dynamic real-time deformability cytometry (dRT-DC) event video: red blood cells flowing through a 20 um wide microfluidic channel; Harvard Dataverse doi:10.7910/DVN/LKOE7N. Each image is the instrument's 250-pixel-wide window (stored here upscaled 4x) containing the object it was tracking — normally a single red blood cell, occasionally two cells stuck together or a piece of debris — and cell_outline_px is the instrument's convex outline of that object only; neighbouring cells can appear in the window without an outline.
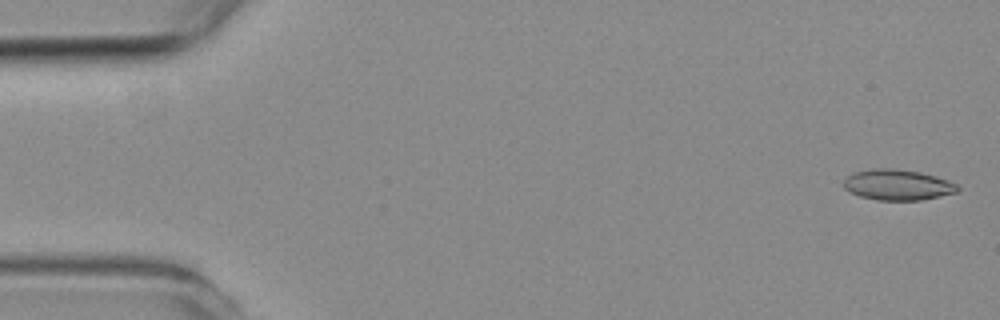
{"species": "common noctule bat (a hibernating species)", "species_latin": "Nyctalus noctula", "temperature_condition": "room temperature", "stored_images_in_passage": 5, "camera_frame_rate_fps": 3000, "um_per_image_px": 0.085, "animal": {"sex": "female", "body_mass_g": 19.3, "forearm_length_mm": 54.1}, "frame": {"image": 1, "passage_image": 1, "time_ms": 0.0, "image_size_px": [1000, 320], "cell_outline_px": [[960, 188], [956, 192], [940, 196], [920, 200], [876, 200], [860, 196], [848, 192], [844, 188], [844, 180], [848, 176], [856, 172], [872, 168], [892, 168], [920, 172], [936, 176], [948, 180], [956, 184]], "centroid_in_image_um": [76.29, 15.71], "position_along_channel_um": 8.7, "area_um2": 20.35}}
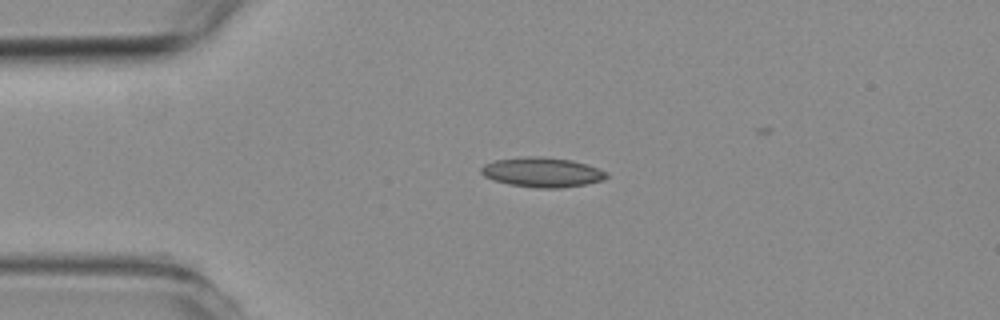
{"frame": {"image": 2, "passage_image": 4, "time_ms": 3.667, "image_size_px": [1000, 320], "cell_outline_px": [[608, 176], [604, 180], [584, 184], [560, 188], [536, 188], [508, 184], [484, 176], [480, 172], [480, 168], [484, 164], [496, 160], [524, 156], [544, 156], [572, 160], [588, 164], [608, 172]], "centroid_in_image_um": [46.1, 14.63], "position_along_channel_um": 38.9, "area_um2": 21.85}}